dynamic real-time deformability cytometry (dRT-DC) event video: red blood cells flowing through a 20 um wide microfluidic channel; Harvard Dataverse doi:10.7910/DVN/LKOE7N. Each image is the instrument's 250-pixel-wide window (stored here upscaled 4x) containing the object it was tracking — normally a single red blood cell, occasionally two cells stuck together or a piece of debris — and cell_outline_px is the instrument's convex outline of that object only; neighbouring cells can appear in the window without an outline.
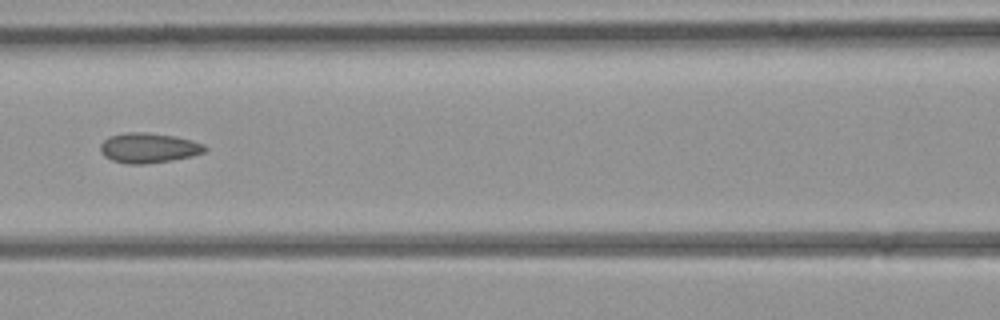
{"species": "common noctule bat (a hibernating species)", "species_latin": "Nyctalus noctula", "temperature_condition": "room temperature", "stored_images_in_passage": 5, "camera_frame_rate_fps": 3000, "um_per_image_px": 0.085, "animal": {"sex": "female", "body_mass_g": 21.9}, "frame": {"image": 1, "passage_image": 5, "time_ms": 5.333, "image_size_px": [1000, 320], "cell_outline_px": [[208, 148], [204, 152], [192, 156], [172, 160], [144, 164], [128, 164], [112, 160], [104, 156], [100, 152], [100, 144], [104, 140], [112, 136], [128, 132], [148, 132], [176, 136], [192, 140], [204, 144]], "centroid_in_image_um": [12.65, 12.57], "position_along_channel_um": 154.0, "area_um2": 18.32}}